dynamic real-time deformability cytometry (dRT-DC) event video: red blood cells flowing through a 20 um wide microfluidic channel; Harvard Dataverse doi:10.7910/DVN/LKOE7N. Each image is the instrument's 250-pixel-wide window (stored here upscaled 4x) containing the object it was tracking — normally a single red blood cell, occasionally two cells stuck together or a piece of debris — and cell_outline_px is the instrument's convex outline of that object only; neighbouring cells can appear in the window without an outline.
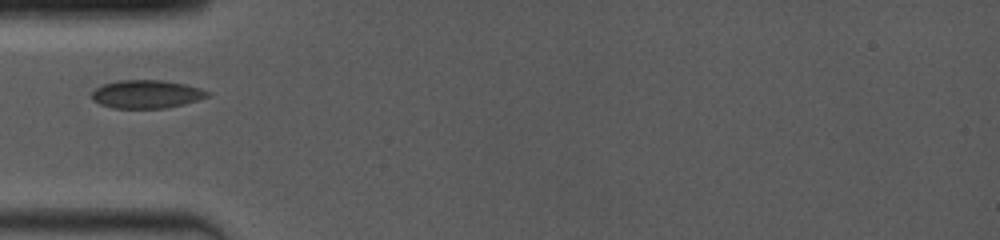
{"species": "common noctule bat (a hibernating species)", "species_latin": "Nyctalus noctula", "temperature_condition": "room temperature", "stored_images_in_passage": 27, "camera_frame_rate_fps": 4000, "um_per_image_px": 0.085, "animal": {"sex": "female", "body_mass_g": 19.0, "forearm_length_mm": 53.3}, "frame": {"image": 1, "passage_image": 1, "time_ms": 0.0, "image_size_px": [1000, 240], "cell_outline_px": [[212, 96], [184, 104], [164, 108], [112, 108], [100, 104], [92, 100], [92, 92], [100, 84], [120, 80], [164, 80], [184, 84], [200, 88], [212, 92]], "centroid_in_image_um": [12.47, 8.0], "position_along_channel_um": 72.5, "area_um2": 19.25}}
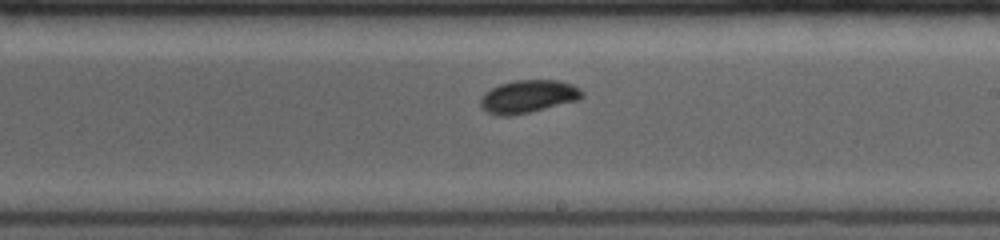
{"frame": {"image": 2, "passage_image": 12, "time_ms": 4.25, "image_size_px": [1000, 240], "cell_outline_px": [[584, 96], [580, 100], [512, 116], [500, 116], [488, 112], [480, 108], [480, 100], [484, 92], [500, 84], [516, 80], [560, 80], [572, 84], [580, 88], [584, 92]], "centroid_in_image_um": [44.92, 8.2], "position_along_channel_um": 244.1, "area_um2": 19.65}}
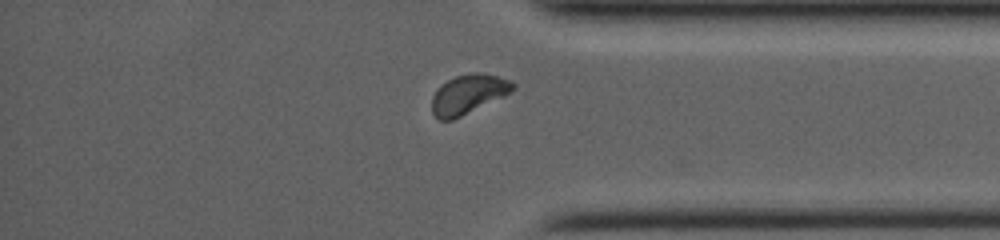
{"frame": {"image": 3, "passage_image": 22, "time_ms": 8.0, "image_size_px": [1000, 240], "cell_outline_px": [[516, 88], [504, 96], [452, 120], [440, 120], [432, 112], [432, 96], [436, 88], [440, 84], [456, 76], [472, 72], [480, 72], [512, 80], [516, 84]], "centroid_in_image_um": [39.8, 7.99], "position_along_channel_um": 395.4, "area_um2": 18.61}}